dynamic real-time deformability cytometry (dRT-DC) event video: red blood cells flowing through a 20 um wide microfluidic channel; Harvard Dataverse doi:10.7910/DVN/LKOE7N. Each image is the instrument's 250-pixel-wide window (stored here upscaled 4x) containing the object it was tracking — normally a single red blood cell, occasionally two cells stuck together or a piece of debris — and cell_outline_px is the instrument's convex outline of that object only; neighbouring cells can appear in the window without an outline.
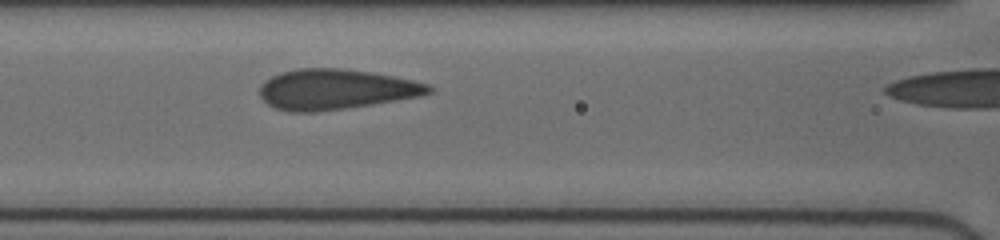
{"species": "human", "species_latin": "Homo sapiens", "temperature_condition": "cold", "stored_images_in_passage": 10, "segment_of_instrument_passage": [1, 2], "camera_frame_rate_fps": 3000, "um_per_image_px": 0.085, "donor": {"sex": "female"}, "frame": {"image": 1, "passage_image": 9, "time_ms": 3.0, "image_size_px": [1000, 240], "cell_outline_px": [[432, 92], [420, 96], [372, 104], [316, 112], [288, 112], [276, 108], [268, 104], [260, 96], [260, 84], [264, 80], [280, 72], [296, 68], [340, 68], [372, 72], [412, 80], [428, 84], [432, 88]], "centroid_in_image_um": [28.49, 7.59], "position_along_channel_um": 138.1, "area_um2": 39.65}}